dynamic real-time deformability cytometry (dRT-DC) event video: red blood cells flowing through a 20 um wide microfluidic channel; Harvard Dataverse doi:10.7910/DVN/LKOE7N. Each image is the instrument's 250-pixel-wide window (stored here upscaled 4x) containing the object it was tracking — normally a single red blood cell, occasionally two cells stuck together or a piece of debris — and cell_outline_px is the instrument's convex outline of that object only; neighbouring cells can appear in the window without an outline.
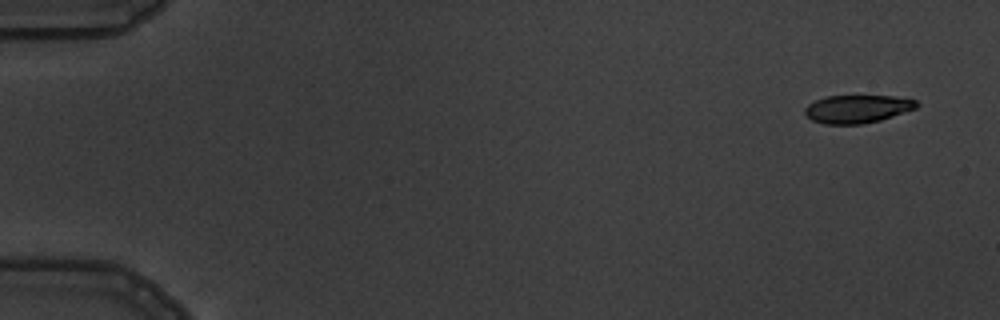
{"species": "common noctule bat (a hibernating species)", "species_latin": "Nyctalus noctula", "temperature_condition": "warm", "stored_images_in_passage": 5, "camera_frame_rate_fps": 3000, "um_per_image_px": 0.085, "animal": {"sex": "male", "body_mass_g": 19.5, "forearm_length_mm": 54.6}, "frame": {"image": 1, "passage_image": 1, "time_ms": 0.0, "image_size_px": [1000, 320], "cell_outline_px": [[920, 104], [916, 108], [880, 120], [860, 124], [824, 124], [812, 120], [804, 112], [804, 108], [808, 104], [824, 96], [892, 96], [916, 100]], "centroid_in_image_um": [72.85, 9.25], "position_along_channel_um": 12.1, "area_um2": 18.15}}
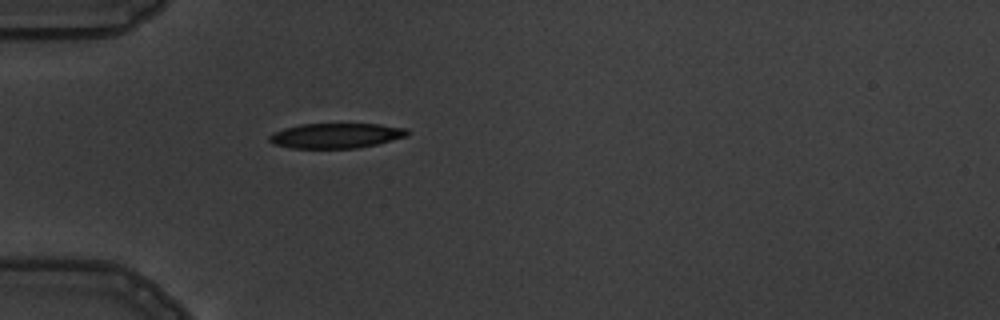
{"frame": {"image": 2, "passage_image": 5, "time_ms": 4.667, "image_size_px": [1000, 320], "cell_outline_px": [[408, 136], [376, 144], [356, 148], [288, 148], [272, 144], [268, 140], [268, 136], [284, 128], [300, 124], [380, 124], [404, 128], [408, 132]], "centroid_in_image_um": [28.52, 11.53], "position_along_channel_um": 56.5, "area_um2": 20.06}}